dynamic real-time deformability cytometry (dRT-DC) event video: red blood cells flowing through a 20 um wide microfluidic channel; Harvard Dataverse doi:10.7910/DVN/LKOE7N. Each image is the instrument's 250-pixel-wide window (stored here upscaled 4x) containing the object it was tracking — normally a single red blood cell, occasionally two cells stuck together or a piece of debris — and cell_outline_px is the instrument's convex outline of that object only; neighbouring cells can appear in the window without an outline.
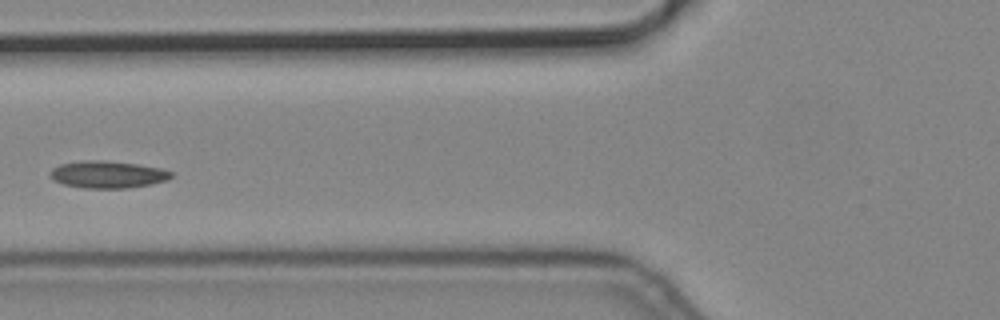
{"species": "common noctule bat (a hibernating species)", "species_latin": "Nyctalus noctula", "temperature_condition": "cold", "stored_images_in_passage": 7, "camera_frame_rate_fps": 3000, "um_per_image_px": 0.085, "animal": {"sex": "male", "body_mass_g": 19.2, "forearm_length_mm": 51.8}, "frame": {"image": 1, "passage_image": 5, "time_ms": 1.333, "image_size_px": [1000, 320], "cell_outline_px": [[172, 176], [168, 180], [152, 184], [128, 188], [84, 188], [64, 184], [56, 180], [52, 176], [52, 168], [60, 164], [84, 160], [104, 160], [136, 164], [160, 168], [172, 172]], "centroid_in_image_um": [9.2, 14.83], "position_along_channel_um": 116.6, "area_um2": 18.96}}
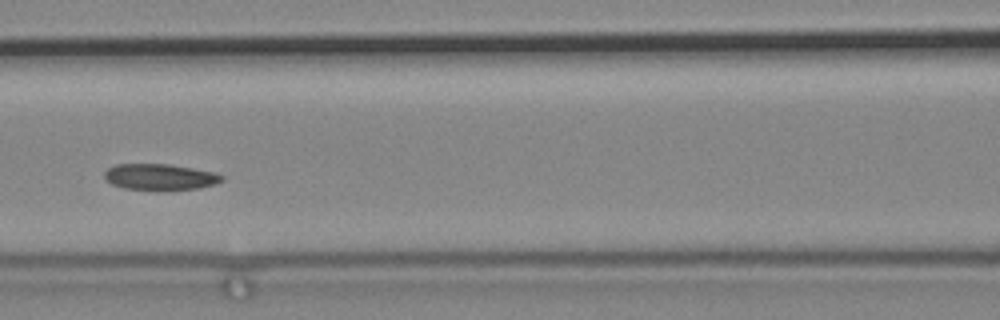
{"frame": {"image": 2, "passage_image": 6, "time_ms": 1.667, "image_size_px": [1000, 320], "cell_outline_px": [[224, 180], [200, 188], [124, 188], [112, 184], [104, 176], [104, 172], [108, 168], [116, 164], [168, 164], [192, 168], [212, 172], [224, 176]], "centroid_in_image_um": [13.58, 15.0], "position_along_channel_um": 153.0, "area_um2": 17.11}}